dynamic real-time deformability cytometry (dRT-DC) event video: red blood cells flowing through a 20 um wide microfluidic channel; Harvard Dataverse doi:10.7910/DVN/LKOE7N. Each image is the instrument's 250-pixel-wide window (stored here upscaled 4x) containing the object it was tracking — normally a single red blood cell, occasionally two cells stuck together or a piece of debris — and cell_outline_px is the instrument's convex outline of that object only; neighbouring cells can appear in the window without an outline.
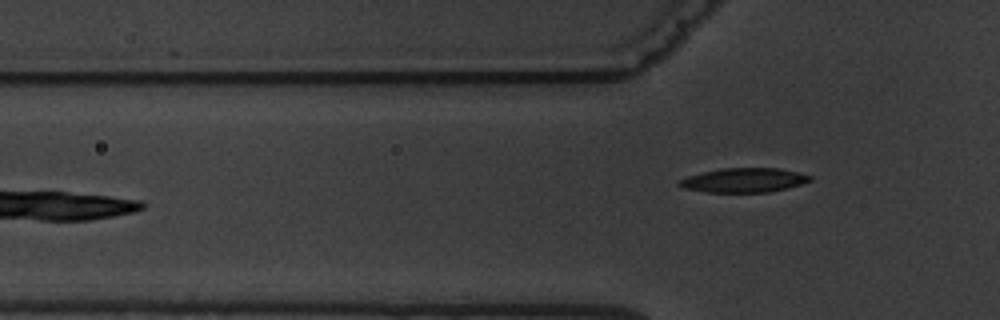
{"species": "common noctule bat (a hibernating species)", "species_latin": "Nyctalus noctula", "temperature_condition": "warm", "stored_images_in_passage": 7, "camera_frame_rate_fps": 3000, "um_per_image_px": 0.085, "animal": {"sex": "male", "body_mass_g": 19.5, "forearm_length_mm": 54.6}, "frame": {"image": 1, "passage_image": 7, "time_ms": 7.0, "image_size_px": [1000, 320], "cell_outline_px": [[812, 180], [800, 184], [768, 192], [708, 192], [684, 188], [676, 184], [680, 180], [688, 176], [704, 172], [724, 168], [780, 168], [800, 172], [812, 176]], "centroid_in_image_um": [63.25, 15.31], "position_along_channel_um": 62.5, "area_um2": 18.32}}